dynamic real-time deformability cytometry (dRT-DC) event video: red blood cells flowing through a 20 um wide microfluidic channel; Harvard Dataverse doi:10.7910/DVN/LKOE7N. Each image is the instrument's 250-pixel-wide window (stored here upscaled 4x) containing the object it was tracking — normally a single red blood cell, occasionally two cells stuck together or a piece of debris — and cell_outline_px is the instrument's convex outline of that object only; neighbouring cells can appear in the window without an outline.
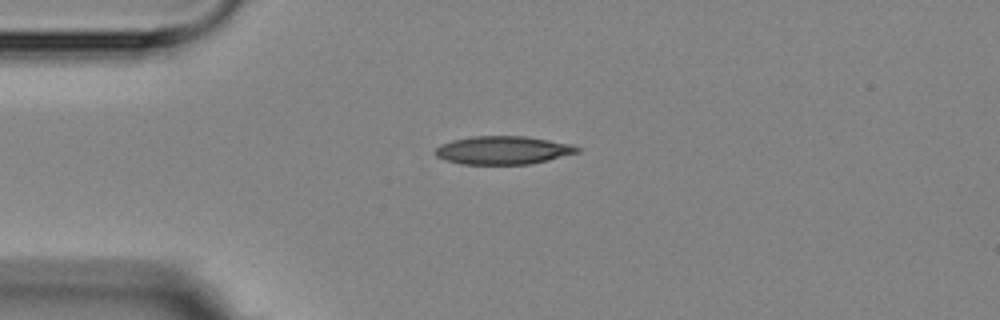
{"species": "Egyptian fruit bat (a non-hibernating species)", "species_latin": "Rousettus aegyptiacus", "temperature_condition": "room temperature", "stored_images_in_passage": 3, "camera_frame_rate_fps": 3000, "um_per_image_px": 0.085, "animal": {"sex": "female"}, "frame": {"image": 1, "passage_image": 1, "time_ms": 0.0, "image_size_px": [1000, 320], "cell_outline_px": [[580, 152], [548, 160], [528, 164], [460, 164], [444, 160], [436, 156], [432, 152], [440, 144], [452, 140], [472, 136], [524, 136], [572, 144], [580, 148]], "centroid_in_image_um": [42.72, 12.77], "position_along_channel_um": 42.3, "area_um2": 23.47}}